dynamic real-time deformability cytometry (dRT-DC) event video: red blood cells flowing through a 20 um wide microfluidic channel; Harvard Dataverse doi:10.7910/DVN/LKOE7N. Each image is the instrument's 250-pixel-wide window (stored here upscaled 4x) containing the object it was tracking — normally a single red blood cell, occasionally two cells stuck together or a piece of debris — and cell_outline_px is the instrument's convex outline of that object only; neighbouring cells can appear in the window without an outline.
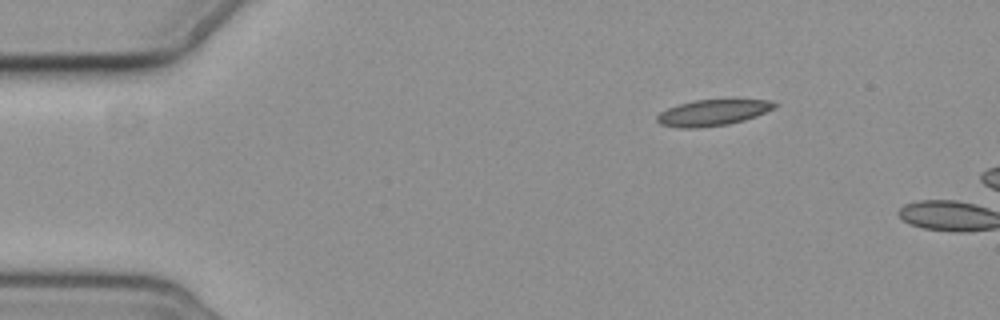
{"species": "common noctule bat (a hibernating species)", "species_latin": "Nyctalus noctula", "temperature_condition": "cold", "stored_images_in_passage": 2, "camera_frame_rate_fps": 3000, "um_per_image_px": 0.085, "animal": {"sex": "female", "body_mass_g": 19.3, "forearm_length_mm": 54.1}, "frame": {"image": 1, "passage_image": 1, "time_ms": 0.0, "image_size_px": [1000, 320], "cell_outline_px": [[780, 104], [756, 116], [744, 120], [728, 124], [696, 128], [680, 128], [660, 124], [656, 120], [656, 116], [660, 112], [668, 108], [680, 104], [696, 100], [768, 100]], "centroid_in_image_um": [60.55, 9.58], "position_along_channel_um": 24.5, "area_um2": 17.57}}